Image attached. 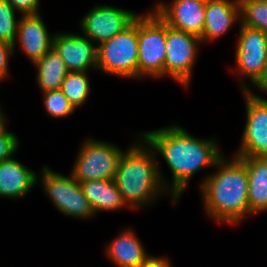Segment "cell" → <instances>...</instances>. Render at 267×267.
<instances>
[{
  "label": "cell",
  "mask_w": 267,
  "mask_h": 267,
  "mask_svg": "<svg viewBox=\"0 0 267 267\" xmlns=\"http://www.w3.org/2000/svg\"><path fill=\"white\" fill-rule=\"evenodd\" d=\"M235 63L240 88L248 91L263 74L267 62V33L239 24ZM240 76V77H239ZM248 79L249 84L244 82ZM244 79V80H243ZM248 84V85H247Z\"/></svg>",
  "instance_id": "ba28073f"
},
{
  "label": "cell",
  "mask_w": 267,
  "mask_h": 267,
  "mask_svg": "<svg viewBox=\"0 0 267 267\" xmlns=\"http://www.w3.org/2000/svg\"><path fill=\"white\" fill-rule=\"evenodd\" d=\"M222 157L214 167L216 172L200 182L206 214L217 223L238 225L251 215L248 206V173L246 164L236 156L230 161Z\"/></svg>",
  "instance_id": "7a4b0ae2"
},
{
  "label": "cell",
  "mask_w": 267,
  "mask_h": 267,
  "mask_svg": "<svg viewBox=\"0 0 267 267\" xmlns=\"http://www.w3.org/2000/svg\"><path fill=\"white\" fill-rule=\"evenodd\" d=\"M236 22H241L239 0H214L206 3L202 44L219 40Z\"/></svg>",
  "instance_id": "9a60e30c"
},
{
  "label": "cell",
  "mask_w": 267,
  "mask_h": 267,
  "mask_svg": "<svg viewBox=\"0 0 267 267\" xmlns=\"http://www.w3.org/2000/svg\"><path fill=\"white\" fill-rule=\"evenodd\" d=\"M42 94L43 107L51 118H66L76 110L60 89Z\"/></svg>",
  "instance_id": "603a6c76"
},
{
  "label": "cell",
  "mask_w": 267,
  "mask_h": 267,
  "mask_svg": "<svg viewBox=\"0 0 267 267\" xmlns=\"http://www.w3.org/2000/svg\"><path fill=\"white\" fill-rule=\"evenodd\" d=\"M140 135L168 165L172 181L167 182V190L177 201L196 173L215 167L224 156L216 139L195 137L177 124Z\"/></svg>",
  "instance_id": "6da1fadb"
},
{
  "label": "cell",
  "mask_w": 267,
  "mask_h": 267,
  "mask_svg": "<svg viewBox=\"0 0 267 267\" xmlns=\"http://www.w3.org/2000/svg\"><path fill=\"white\" fill-rule=\"evenodd\" d=\"M138 16L135 11L97 4L81 18L79 27L98 46L124 31Z\"/></svg>",
  "instance_id": "8fae6325"
},
{
  "label": "cell",
  "mask_w": 267,
  "mask_h": 267,
  "mask_svg": "<svg viewBox=\"0 0 267 267\" xmlns=\"http://www.w3.org/2000/svg\"><path fill=\"white\" fill-rule=\"evenodd\" d=\"M15 52L16 50L13 49V45L0 41V81H4V79L10 76L9 60Z\"/></svg>",
  "instance_id": "484cf974"
},
{
  "label": "cell",
  "mask_w": 267,
  "mask_h": 267,
  "mask_svg": "<svg viewBox=\"0 0 267 267\" xmlns=\"http://www.w3.org/2000/svg\"><path fill=\"white\" fill-rule=\"evenodd\" d=\"M22 15L40 14V0H7Z\"/></svg>",
  "instance_id": "4316f807"
},
{
  "label": "cell",
  "mask_w": 267,
  "mask_h": 267,
  "mask_svg": "<svg viewBox=\"0 0 267 267\" xmlns=\"http://www.w3.org/2000/svg\"><path fill=\"white\" fill-rule=\"evenodd\" d=\"M33 65L37 72L36 82L42 93L60 89L69 72L63 59L53 47Z\"/></svg>",
  "instance_id": "ffe728a7"
},
{
  "label": "cell",
  "mask_w": 267,
  "mask_h": 267,
  "mask_svg": "<svg viewBox=\"0 0 267 267\" xmlns=\"http://www.w3.org/2000/svg\"><path fill=\"white\" fill-rule=\"evenodd\" d=\"M138 16V79L164 77L166 23L153 11Z\"/></svg>",
  "instance_id": "5b68a950"
},
{
  "label": "cell",
  "mask_w": 267,
  "mask_h": 267,
  "mask_svg": "<svg viewBox=\"0 0 267 267\" xmlns=\"http://www.w3.org/2000/svg\"><path fill=\"white\" fill-rule=\"evenodd\" d=\"M257 89V91H261L267 94V62L263 71V74L259 78V80L252 86Z\"/></svg>",
  "instance_id": "f1b7e54d"
},
{
  "label": "cell",
  "mask_w": 267,
  "mask_h": 267,
  "mask_svg": "<svg viewBox=\"0 0 267 267\" xmlns=\"http://www.w3.org/2000/svg\"><path fill=\"white\" fill-rule=\"evenodd\" d=\"M80 186L95 215L100 211L114 212L128 208L114 180H91L80 182Z\"/></svg>",
  "instance_id": "d6986e66"
},
{
  "label": "cell",
  "mask_w": 267,
  "mask_h": 267,
  "mask_svg": "<svg viewBox=\"0 0 267 267\" xmlns=\"http://www.w3.org/2000/svg\"><path fill=\"white\" fill-rule=\"evenodd\" d=\"M239 4V24L267 33V0H239Z\"/></svg>",
  "instance_id": "7402d4cb"
},
{
  "label": "cell",
  "mask_w": 267,
  "mask_h": 267,
  "mask_svg": "<svg viewBox=\"0 0 267 267\" xmlns=\"http://www.w3.org/2000/svg\"><path fill=\"white\" fill-rule=\"evenodd\" d=\"M246 107V123L236 157H267V99L250 87L242 91Z\"/></svg>",
  "instance_id": "30bf717a"
},
{
  "label": "cell",
  "mask_w": 267,
  "mask_h": 267,
  "mask_svg": "<svg viewBox=\"0 0 267 267\" xmlns=\"http://www.w3.org/2000/svg\"><path fill=\"white\" fill-rule=\"evenodd\" d=\"M39 174L37 182L41 181L43 192L63 215L82 220L96 216L71 172L65 176L46 165Z\"/></svg>",
  "instance_id": "8992f818"
},
{
  "label": "cell",
  "mask_w": 267,
  "mask_h": 267,
  "mask_svg": "<svg viewBox=\"0 0 267 267\" xmlns=\"http://www.w3.org/2000/svg\"><path fill=\"white\" fill-rule=\"evenodd\" d=\"M0 162V198L19 199L36 186L37 172L14 158Z\"/></svg>",
  "instance_id": "2e32d148"
},
{
  "label": "cell",
  "mask_w": 267,
  "mask_h": 267,
  "mask_svg": "<svg viewBox=\"0 0 267 267\" xmlns=\"http://www.w3.org/2000/svg\"><path fill=\"white\" fill-rule=\"evenodd\" d=\"M201 38L166 24L164 77L169 76L184 88L189 87L198 58Z\"/></svg>",
  "instance_id": "9c48e42d"
},
{
  "label": "cell",
  "mask_w": 267,
  "mask_h": 267,
  "mask_svg": "<svg viewBox=\"0 0 267 267\" xmlns=\"http://www.w3.org/2000/svg\"><path fill=\"white\" fill-rule=\"evenodd\" d=\"M105 252L107 259L118 267H142L150 256L130 227L111 240L106 245Z\"/></svg>",
  "instance_id": "e0dca14e"
},
{
  "label": "cell",
  "mask_w": 267,
  "mask_h": 267,
  "mask_svg": "<svg viewBox=\"0 0 267 267\" xmlns=\"http://www.w3.org/2000/svg\"><path fill=\"white\" fill-rule=\"evenodd\" d=\"M138 138L140 142H132L123 152L114 177L123 201L130 209L138 210L169 194L172 204L177 203L167 190L157 154L141 135Z\"/></svg>",
  "instance_id": "3957f363"
},
{
  "label": "cell",
  "mask_w": 267,
  "mask_h": 267,
  "mask_svg": "<svg viewBox=\"0 0 267 267\" xmlns=\"http://www.w3.org/2000/svg\"><path fill=\"white\" fill-rule=\"evenodd\" d=\"M206 3L201 0H173L156 3L153 11L169 26L201 38Z\"/></svg>",
  "instance_id": "7c38bea8"
},
{
  "label": "cell",
  "mask_w": 267,
  "mask_h": 267,
  "mask_svg": "<svg viewBox=\"0 0 267 267\" xmlns=\"http://www.w3.org/2000/svg\"><path fill=\"white\" fill-rule=\"evenodd\" d=\"M82 34L54 33L53 48L71 71L97 70V45Z\"/></svg>",
  "instance_id": "4fadbf2b"
},
{
  "label": "cell",
  "mask_w": 267,
  "mask_h": 267,
  "mask_svg": "<svg viewBox=\"0 0 267 267\" xmlns=\"http://www.w3.org/2000/svg\"><path fill=\"white\" fill-rule=\"evenodd\" d=\"M97 70L138 79V17L124 31L97 46Z\"/></svg>",
  "instance_id": "277c9868"
},
{
  "label": "cell",
  "mask_w": 267,
  "mask_h": 267,
  "mask_svg": "<svg viewBox=\"0 0 267 267\" xmlns=\"http://www.w3.org/2000/svg\"><path fill=\"white\" fill-rule=\"evenodd\" d=\"M201 1L207 3V2H210V1H214V0H201Z\"/></svg>",
  "instance_id": "4dcf8cb0"
},
{
  "label": "cell",
  "mask_w": 267,
  "mask_h": 267,
  "mask_svg": "<svg viewBox=\"0 0 267 267\" xmlns=\"http://www.w3.org/2000/svg\"><path fill=\"white\" fill-rule=\"evenodd\" d=\"M6 115L4 114V112L2 111V106H0V130L7 125V120L5 117Z\"/></svg>",
  "instance_id": "f546056e"
},
{
  "label": "cell",
  "mask_w": 267,
  "mask_h": 267,
  "mask_svg": "<svg viewBox=\"0 0 267 267\" xmlns=\"http://www.w3.org/2000/svg\"><path fill=\"white\" fill-rule=\"evenodd\" d=\"M54 34L48 32L41 14L22 15L19 18L17 36L13 45L27 56L32 64L40 60L53 46Z\"/></svg>",
  "instance_id": "5bb4252c"
},
{
  "label": "cell",
  "mask_w": 267,
  "mask_h": 267,
  "mask_svg": "<svg viewBox=\"0 0 267 267\" xmlns=\"http://www.w3.org/2000/svg\"><path fill=\"white\" fill-rule=\"evenodd\" d=\"M248 173V206L253 215L267 211V157H239Z\"/></svg>",
  "instance_id": "ac0fdd59"
},
{
  "label": "cell",
  "mask_w": 267,
  "mask_h": 267,
  "mask_svg": "<svg viewBox=\"0 0 267 267\" xmlns=\"http://www.w3.org/2000/svg\"><path fill=\"white\" fill-rule=\"evenodd\" d=\"M166 256H149L142 267H173Z\"/></svg>",
  "instance_id": "83f0119b"
},
{
  "label": "cell",
  "mask_w": 267,
  "mask_h": 267,
  "mask_svg": "<svg viewBox=\"0 0 267 267\" xmlns=\"http://www.w3.org/2000/svg\"><path fill=\"white\" fill-rule=\"evenodd\" d=\"M123 150L114 143L87 138L82 143L71 173L75 180H114Z\"/></svg>",
  "instance_id": "52a82bcc"
},
{
  "label": "cell",
  "mask_w": 267,
  "mask_h": 267,
  "mask_svg": "<svg viewBox=\"0 0 267 267\" xmlns=\"http://www.w3.org/2000/svg\"><path fill=\"white\" fill-rule=\"evenodd\" d=\"M18 12L7 0H0V41L14 45L19 19Z\"/></svg>",
  "instance_id": "cb8c5ba5"
},
{
  "label": "cell",
  "mask_w": 267,
  "mask_h": 267,
  "mask_svg": "<svg viewBox=\"0 0 267 267\" xmlns=\"http://www.w3.org/2000/svg\"><path fill=\"white\" fill-rule=\"evenodd\" d=\"M5 125L0 130V162L11 158L19 149V139L14 132L7 130Z\"/></svg>",
  "instance_id": "d4e9b609"
},
{
  "label": "cell",
  "mask_w": 267,
  "mask_h": 267,
  "mask_svg": "<svg viewBox=\"0 0 267 267\" xmlns=\"http://www.w3.org/2000/svg\"><path fill=\"white\" fill-rule=\"evenodd\" d=\"M89 72H68L61 84L60 90L69 102L78 109L81 108L91 94Z\"/></svg>",
  "instance_id": "44dd1931"
}]
</instances>
